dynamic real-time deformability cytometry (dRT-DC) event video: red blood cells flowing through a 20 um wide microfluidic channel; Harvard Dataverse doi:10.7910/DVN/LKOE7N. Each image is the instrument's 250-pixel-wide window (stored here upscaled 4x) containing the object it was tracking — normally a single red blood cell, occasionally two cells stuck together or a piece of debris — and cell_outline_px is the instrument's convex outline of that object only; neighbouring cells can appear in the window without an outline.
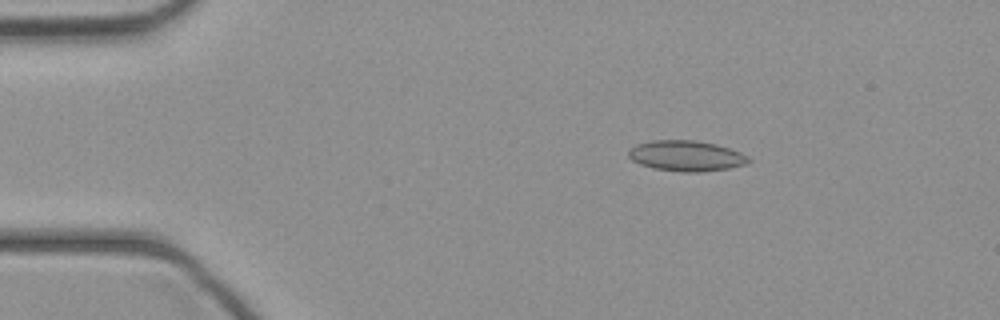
{"species": "common noctule bat (a hibernating species)", "species_latin": "Nyctalus noctula", "temperature_condition": "cold", "stored_images_in_passage": 38, "camera_frame_rate_fps": 3000, "um_per_image_px": 0.085, "animal": {"sex": "female", "body_mass_g": 21.9}, "frame": {"image": 1, "passage_image": 1, "time_ms": 0.0, "image_size_px": [1000, 320], "cell_outline_px": [[752, 160], [744, 164], [728, 168], [700, 172], [680, 172], [652, 168], [640, 164], [632, 160], [628, 156], [628, 148], [636, 144], [652, 140], [696, 140], [716, 144], [740, 152], [748, 156]], "centroid_in_image_um": [58.29, 13.24], "position_along_channel_um": 26.7, "area_um2": 21.5}}
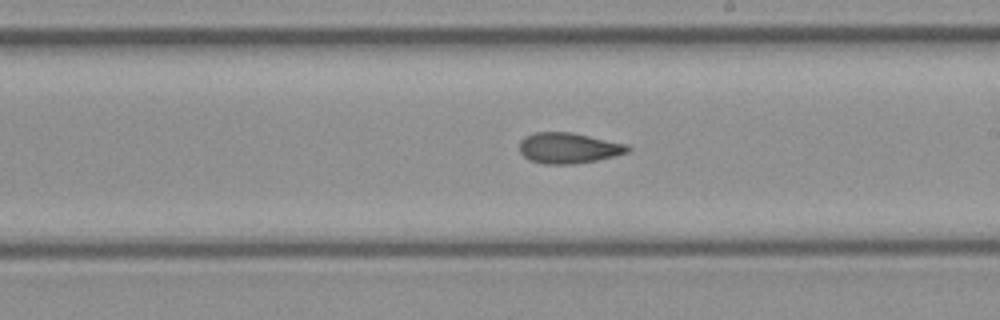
{"frame": {"image": 2, "passage_image": 19, "time_ms": 6.0, "image_size_px": [1000, 320], "cell_outline_px": [[632, 148], [628, 152], [596, 160], [572, 164], [544, 164], [528, 160], [520, 152], [520, 140], [524, 136], [536, 132], [572, 132], [628, 144]], "centroid_in_image_um": [48.31, 12.57], "position_along_channel_um": 240.7, "area_um2": 19.42}}
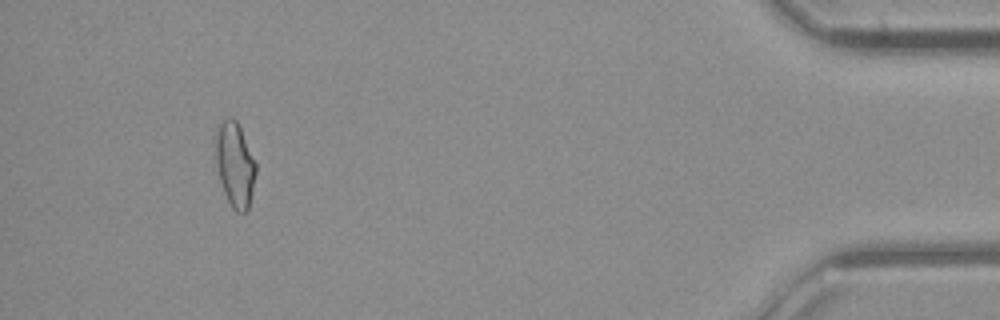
{"frame": {"image": 3, "passage_image": 35, "time_ms": 11.333, "image_size_px": [1000, 320], "cell_outline_px": [[256, 172], [252, 192], [248, 208], [244, 212], [236, 212], [232, 208], [224, 192], [220, 180], [216, 164], [212, 136], [216, 124], [228, 116], [232, 116], [236, 120], [240, 128], [256, 164]], "centroid_in_image_um": [19.9, 13.89], "position_along_channel_um": 415.3, "area_um2": 20.29}}